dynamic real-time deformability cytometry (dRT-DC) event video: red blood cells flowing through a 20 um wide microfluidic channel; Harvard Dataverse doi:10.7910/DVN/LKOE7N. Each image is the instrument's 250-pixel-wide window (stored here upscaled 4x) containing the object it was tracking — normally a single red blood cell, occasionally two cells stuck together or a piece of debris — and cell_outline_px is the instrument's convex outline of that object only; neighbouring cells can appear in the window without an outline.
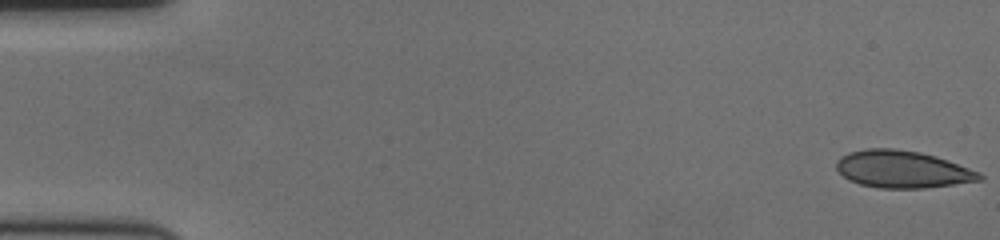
{"species": "human", "species_latin": "Homo sapiens", "temperature_condition": "cold", "stored_images_in_passage": 59, "camera_frame_rate_fps": 3000, "um_per_image_px": 0.085, "donor": {"sex": "female"}, "frame": {"image": 1, "passage_image": 1, "time_ms": 0.0, "image_size_px": [1000, 240], "cell_outline_px": [[984, 180], [924, 188], [880, 188], [860, 184], [848, 180], [836, 168], [836, 160], [840, 156], [848, 152], [868, 148], [892, 148], [920, 152], [936, 156], [948, 160], [980, 172], [984, 176]], "centroid_in_image_um": [76.71, 14.38], "position_along_channel_um": 8.3, "area_um2": 31.21}}
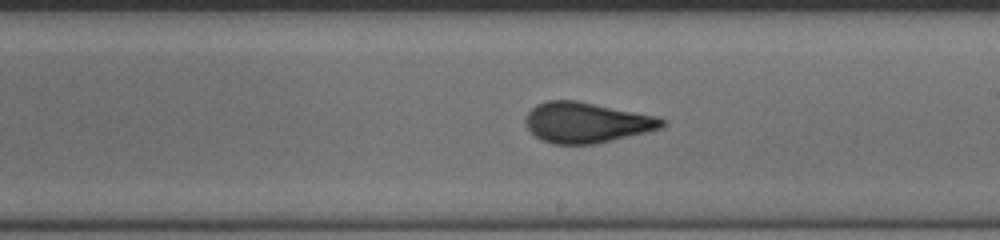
{"frame": {"image": 2, "passage_image": 34, "time_ms": 11.0, "image_size_px": [1000, 240], "cell_outline_px": [[668, 124], [664, 128], [648, 132], [596, 144], [552, 144], [540, 140], [528, 128], [524, 120], [528, 112], [536, 104], [548, 100], [576, 100], [656, 116], [668, 120]], "centroid_in_image_um": [49.89, 10.42], "position_along_channel_um": 239.1, "area_um2": 32.48}}
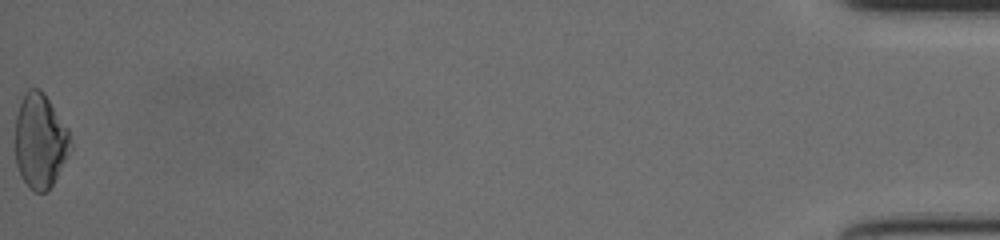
{"frame": {"image": 3, "passage_image": 59, "time_ms": 19.333, "image_size_px": [1000, 240], "cell_outline_px": [[72, 148], [52, 184], [44, 192], [36, 192], [28, 188], [20, 176], [16, 164], [16, 116], [24, 92], [28, 88], [40, 88], [44, 92], [68, 128], [72, 144]], "centroid_in_image_um": [3.41, 11.96], "position_along_channel_um": 431.8, "area_um2": 30.52}, "authors_computed_cell_mechanics": {"area_um2": 31.212, "velocity_mm_per_s": 3.5431, "shape_relaxation_time_tau1_ms": 8.2474, "shape_relaxation_time_tau2_ms": 1.0918, "deformation_change_tau1": 0.1697, "deformation_change_tau2": 0.0633}}